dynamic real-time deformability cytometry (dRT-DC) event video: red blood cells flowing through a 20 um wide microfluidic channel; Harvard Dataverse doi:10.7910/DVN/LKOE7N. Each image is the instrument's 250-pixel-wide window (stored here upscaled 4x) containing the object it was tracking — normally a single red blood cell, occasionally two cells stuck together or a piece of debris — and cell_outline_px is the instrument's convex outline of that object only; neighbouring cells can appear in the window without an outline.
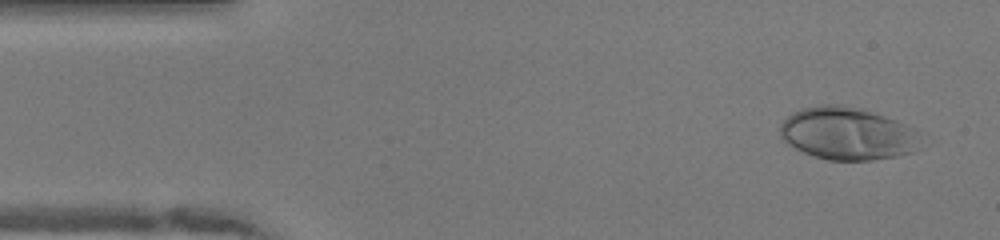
{"species": "human", "species_latin": "Homo sapiens", "temperature_condition": "warm", "stored_images_in_passage": 49, "camera_frame_rate_fps": 3000, "um_per_image_px": 0.085, "donor": {"sex": "female"}, "frame": {"image": 1, "passage_image": 3, "time_ms": 0.667, "image_size_px": [1000, 240], "cell_outline_px": [[916, 128], [912, 152], [896, 156], [872, 160], [828, 160], [812, 156], [788, 144], [780, 136], [780, 124], [792, 112], [804, 108], [820, 104], [844, 104], [860, 108], [896, 120]], "centroid_in_image_um": [71.94, 11.34], "position_along_channel_um": 13.1, "area_um2": 42.6}}
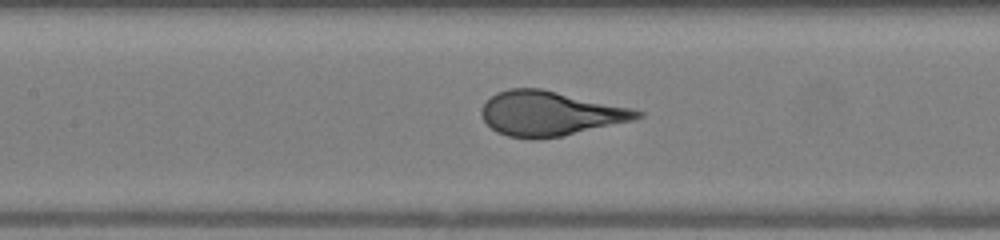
{"frame": {"image": 2, "passage_image": 21, "time_ms": 6.667, "image_size_px": [1000, 240], "cell_outline_px": [[644, 116], [632, 120], [560, 136], [536, 140], [508, 136], [496, 132], [484, 120], [480, 112], [480, 108], [496, 92], [508, 88], [540, 88], [632, 108], [644, 112]], "centroid_in_image_um": [46.71, 9.64], "position_along_channel_um": 160.7, "area_um2": 40.17}}
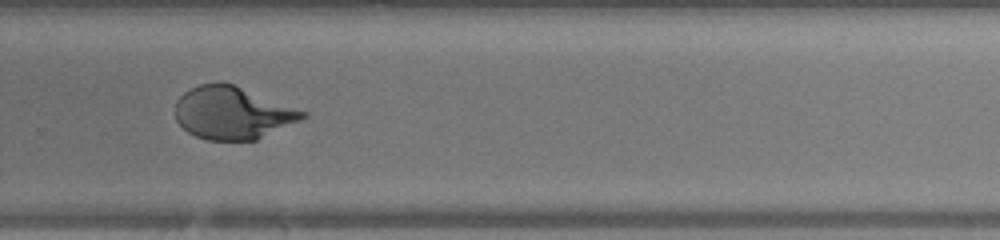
{"frame": {"image": 3, "passage_image": 32, "time_ms": 10.333, "image_size_px": [1000, 240], "cell_outline_px": [[308, 116], [300, 120], [256, 140], [208, 140], [196, 136], [188, 132], [176, 120], [176, 100], [184, 92], [200, 84], [232, 84], [308, 112]], "centroid_in_image_um": [19.77, 9.61], "position_along_channel_um": 310.0, "area_um2": 38.38}, "authors_computed_cell_mechanics": {"area_um2": 41.1536, "velocity_mm_per_s": 4.0848, "shape_relaxation_time_tau1_ms": 4.8285, "shape_relaxation_time_tau2_ms": null, "deformation_change_tau1": 0.2556, "deformation_change_tau2": null}}